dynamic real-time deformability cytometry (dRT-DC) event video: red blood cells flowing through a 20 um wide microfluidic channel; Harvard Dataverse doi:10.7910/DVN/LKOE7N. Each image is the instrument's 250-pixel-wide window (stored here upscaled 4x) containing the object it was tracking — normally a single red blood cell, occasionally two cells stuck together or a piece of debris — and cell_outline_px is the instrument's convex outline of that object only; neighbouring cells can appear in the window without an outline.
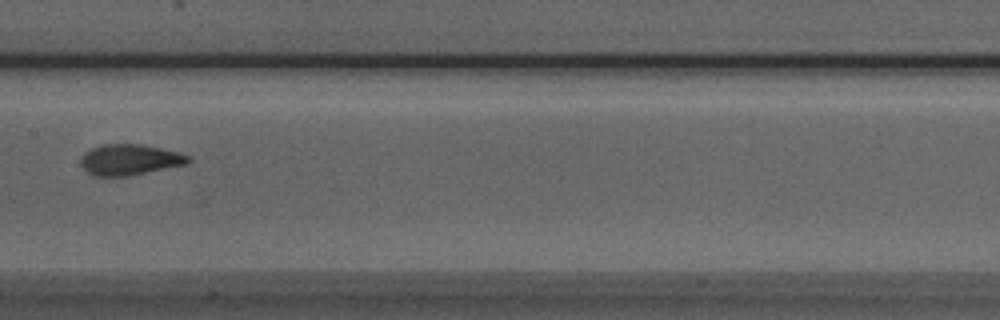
{"species": "Egyptian fruit bat (a non-hibernating species)", "species_latin": "Rousettus aegyptiacus", "temperature_condition": "room temperature", "stored_images_in_passage": 8, "camera_frame_rate_fps": 3000, "um_per_image_px": 0.085, "animal": {"sex": "male"}, "frame": {"image": 1, "passage_image": 8, "time_ms": 2.333, "image_size_px": [1000, 320], "cell_outline_px": [[192, 160], [188, 164], [128, 176], [92, 176], [80, 164], [80, 160], [84, 152], [100, 144], [140, 144], [160, 148], [192, 156]], "centroid_in_image_um": [11.03, 13.58], "position_along_channel_um": 196.4, "area_um2": 19.42}}